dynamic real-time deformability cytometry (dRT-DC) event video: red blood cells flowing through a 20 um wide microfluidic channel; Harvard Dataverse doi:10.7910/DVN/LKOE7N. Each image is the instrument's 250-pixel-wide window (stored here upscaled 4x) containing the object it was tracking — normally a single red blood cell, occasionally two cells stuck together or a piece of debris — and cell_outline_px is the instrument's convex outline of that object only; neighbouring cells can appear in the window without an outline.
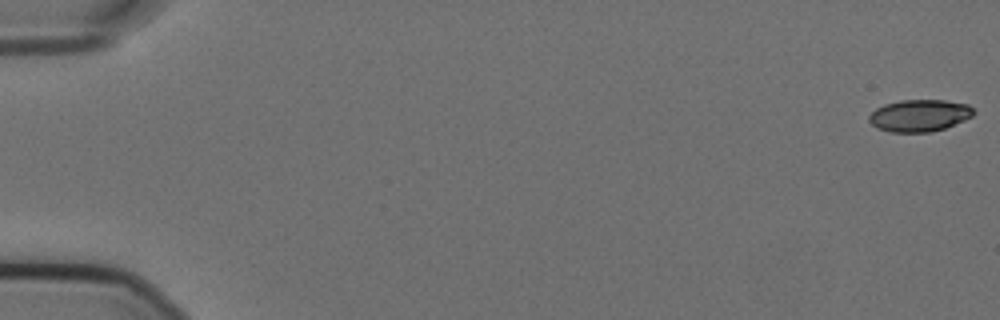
{"species": "Egyptian fruit bat (a non-hibernating species)", "species_latin": "Rousettus aegyptiacus", "temperature_condition": "cold", "stored_images_in_passage": 57, "camera_frame_rate_fps": 3000, "um_per_image_px": 0.085, "animal": {"sex": "female"}, "frame": {"image": 1, "passage_image": 1, "time_ms": 0.0, "image_size_px": [1000, 320], "cell_outline_px": [[976, 112], [972, 116], [964, 120], [944, 128], [928, 132], [892, 132], [876, 128], [868, 120], [868, 116], [876, 108], [884, 104], [900, 100], [944, 100], [968, 104]], "centroid_in_image_um": [78.14, 9.81], "position_along_channel_um": 6.9, "area_um2": 19.48}}
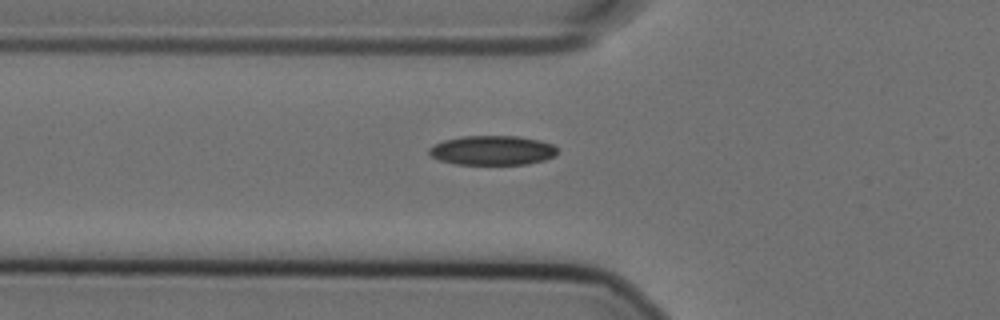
{"frame": {"image": 2, "passage_image": 21, "time_ms": 6.667, "image_size_px": [1000, 320], "cell_outline_px": [[556, 156], [544, 160], [524, 164], [456, 164], [440, 160], [432, 156], [428, 152], [428, 148], [432, 144], [444, 140], [464, 136], [516, 136], [540, 140], [552, 144], [556, 148]], "centroid_in_image_um": [41.83, 12.77], "position_along_channel_um": 84.0, "area_um2": 21.96}}
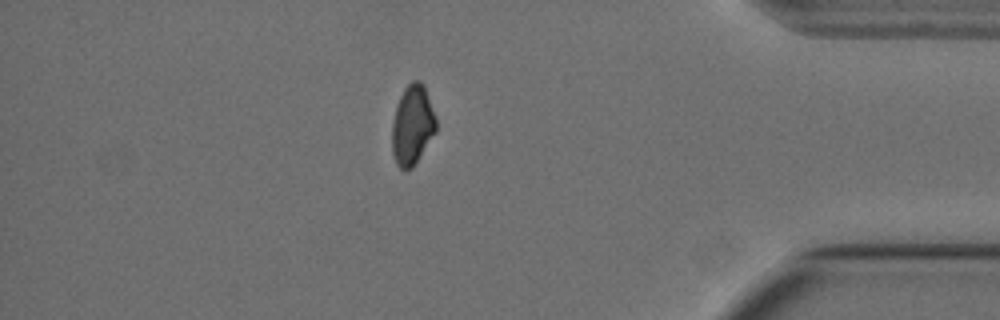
{"frame": {"image": 3, "passage_image": 50, "time_ms": 16.333, "image_size_px": [1000, 320], "cell_outline_px": [[436, 132], [412, 168], [404, 172], [396, 164], [392, 152], [392, 124], [396, 108], [400, 96], [404, 88], [412, 80], [420, 80], [424, 84], [436, 120]], "centroid_in_image_um": [35.04, 10.65], "position_along_channel_um": 400.2, "area_um2": 20.46}, "authors_computed_cell_mechanics": {"area_um2": 21.0392, "velocity_mm_per_s": 3.5854, "shape_relaxation_time_tau1_ms": null, "shape_relaxation_time_tau2_ms": 9.863, "deformation_change_tau1": null, "deformation_change_tau2": 0.1222}}